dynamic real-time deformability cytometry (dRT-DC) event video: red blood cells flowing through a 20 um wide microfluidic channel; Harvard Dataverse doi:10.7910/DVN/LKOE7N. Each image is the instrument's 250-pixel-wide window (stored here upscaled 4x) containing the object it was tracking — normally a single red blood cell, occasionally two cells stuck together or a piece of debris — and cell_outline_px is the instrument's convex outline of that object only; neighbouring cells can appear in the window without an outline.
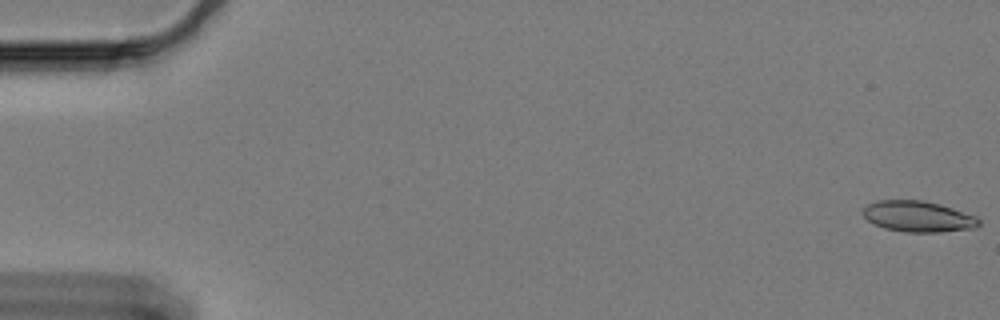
{"species": "Egyptian fruit bat (a non-hibernating species)", "species_latin": "Rousettus aegyptiacus", "temperature_condition": "cold", "stored_images_in_passage": 60, "camera_frame_rate_fps": 3000, "um_per_image_px": 0.085, "animal": {"sex": "female"}, "frame": {"image": 1, "passage_image": 1, "time_ms": 0.0, "image_size_px": [1000, 320], "cell_outline_px": [[980, 224], [976, 228], [940, 232], [904, 232], [884, 228], [868, 220], [860, 212], [868, 204], [876, 200], [924, 200], [940, 204], [976, 216], [980, 220]], "centroid_in_image_um": [78.04, 18.4], "position_along_channel_um": 7.0, "area_um2": 20.98}}
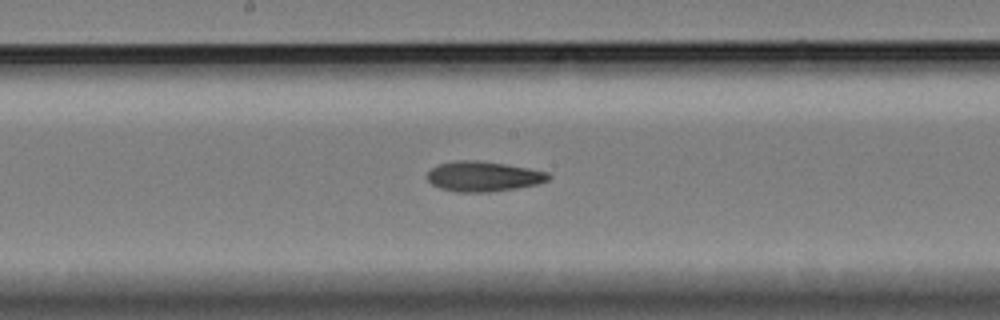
{"frame": {"image": 2, "passage_image": 32, "time_ms": 10.333, "image_size_px": [1000, 320], "cell_outline_px": [[552, 176], [548, 180], [536, 184], [516, 188], [488, 192], [456, 192], [440, 188], [432, 184], [428, 180], [428, 172], [432, 168], [440, 164], [456, 160], [476, 160], [504, 164], [528, 168], [548, 172]], "centroid_in_image_um": [41.08, 14.99], "position_along_channel_um": 207.1, "area_um2": 21.1}}
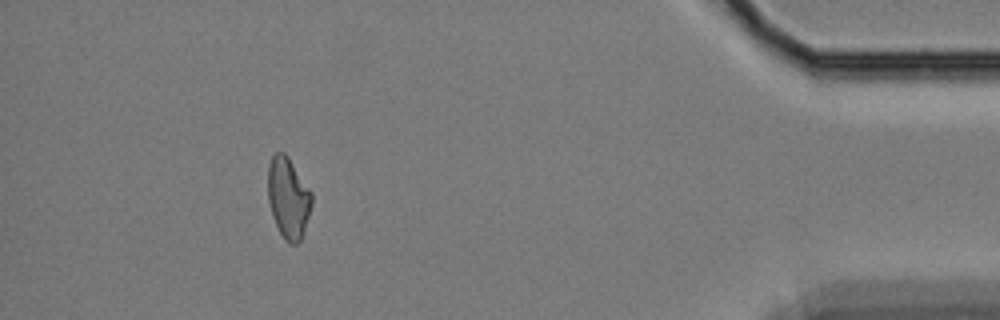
{"frame": {"image": 3, "passage_image": 55, "time_ms": 18.0, "image_size_px": [1000, 320], "cell_outline_px": [[312, 204], [304, 232], [300, 240], [296, 244], [288, 244], [284, 240], [272, 216], [268, 200], [268, 164], [272, 156], [276, 152], [284, 152], [288, 156], [312, 192]], "centroid_in_image_um": [24.5, 16.82], "position_along_channel_um": 410.7, "area_um2": 20.81}, "authors_computed_cell_mechanics": {"area_um2": 21.097, "velocity_mm_per_s": 3.3516, "shape_relaxation_time_tau1_ms": null, "shape_relaxation_time_tau2_ms": 6.1911, "deformation_change_tau1": null, "deformation_change_tau2": 0.1256}}